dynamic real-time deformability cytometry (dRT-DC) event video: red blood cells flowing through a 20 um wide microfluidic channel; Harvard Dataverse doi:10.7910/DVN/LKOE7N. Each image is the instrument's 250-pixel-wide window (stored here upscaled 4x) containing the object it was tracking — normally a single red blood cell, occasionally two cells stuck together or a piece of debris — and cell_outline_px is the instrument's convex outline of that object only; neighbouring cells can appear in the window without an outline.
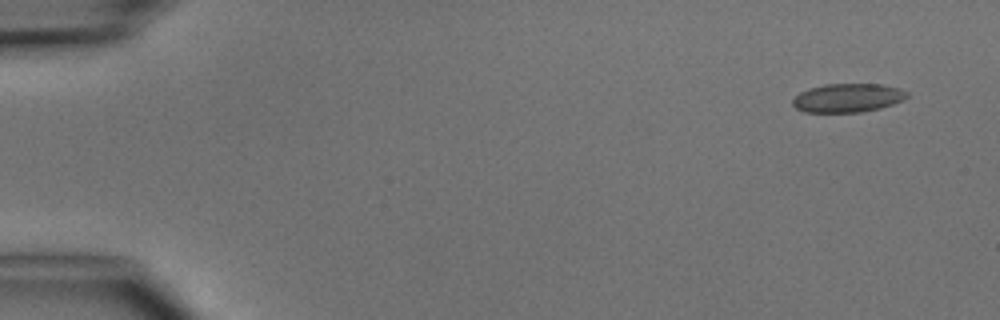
{"species": "common noctule bat (a hibernating species)", "species_latin": "Nyctalus noctula", "temperature_condition": "cold", "stored_images_in_passage": 5, "segment_of_instrument_passage": [1, 2], "camera_frame_rate_fps": 3000, "um_per_image_px": 0.085, "animal": {"sex": "male", "body_mass_g": 15.6}, "frame": {"image": 1, "passage_image": 1, "time_ms": 0.0, "image_size_px": [1000, 320], "cell_outline_px": [[908, 96], [904, 100], [880, 108], [860, 112], [804, 112], [796, 108], [792, 104], [792, 100], [800, 92], [808, 88], [824, 84], [880, 84], [900, 88], [908, 92]], "centroid_in_image_um": [72.06, 8.31], "position_along_channel_um": 12.9, "area_um2": 19.19}}